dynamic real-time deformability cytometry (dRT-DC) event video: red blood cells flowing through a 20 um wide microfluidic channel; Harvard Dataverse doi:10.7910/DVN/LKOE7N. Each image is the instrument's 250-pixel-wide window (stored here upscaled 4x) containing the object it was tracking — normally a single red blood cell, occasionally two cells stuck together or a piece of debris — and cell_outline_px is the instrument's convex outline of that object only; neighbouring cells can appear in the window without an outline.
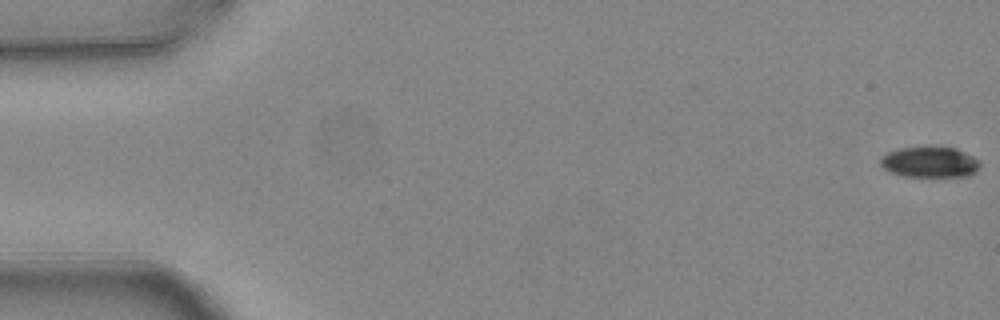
{"species": "common noctule bat (a hibernating species)", "species_latin": "Nyctalus noctula", "temperature_condition": "warm", "stored_images_in_passage": 5, "camera_frame_rate_fps": 3000, "um_per_image_px": 0.085, "animal": {"sex": "female", "body_mass_g": 24.6, "forearm_length_mm": 56.2}, "frame": {"image": 1, "passage_image": 1, "time_ms": 0.0, "image_size_px": [1000, 320], "cell_outline_px": [[980, 164], [976, 172], [968, 176], [904, 176], [888, 172], [880, 164], [880, 156], [896, 148], [956, 148], [980, 160]], "centroid_in_image_um": [79.01, 13.79], "position_along_channel_um": 6.0, "area_um2": 17.69}}
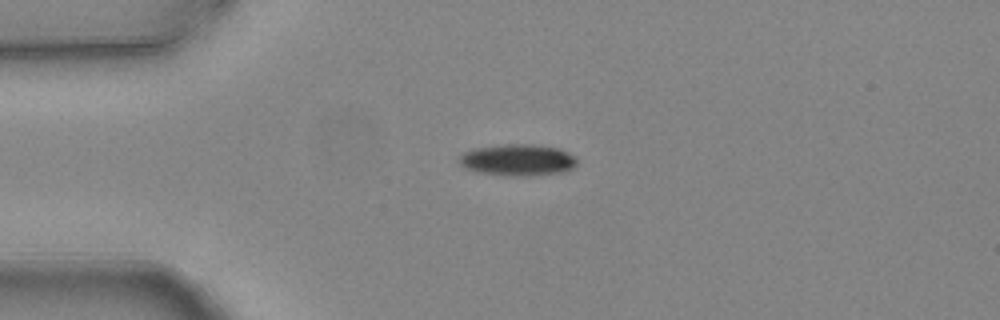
{"frame": {"image": 2, "passage_image": 4, "time_ms": 1.0, "image_size_px": [1000, 320], "cell_outline_px": [[576, 164], [568, 172], [532, 176], [500, 176], [476, 172], [464, 168], [456, 160], [464, 152], [472, 148], [504, 144], [532, 144], [560, 148], [576, 156]], "centroid_in_image_um": [44.0, 13.61], "position_along_channel_um": 41.0, "area_um2": 22.37}}